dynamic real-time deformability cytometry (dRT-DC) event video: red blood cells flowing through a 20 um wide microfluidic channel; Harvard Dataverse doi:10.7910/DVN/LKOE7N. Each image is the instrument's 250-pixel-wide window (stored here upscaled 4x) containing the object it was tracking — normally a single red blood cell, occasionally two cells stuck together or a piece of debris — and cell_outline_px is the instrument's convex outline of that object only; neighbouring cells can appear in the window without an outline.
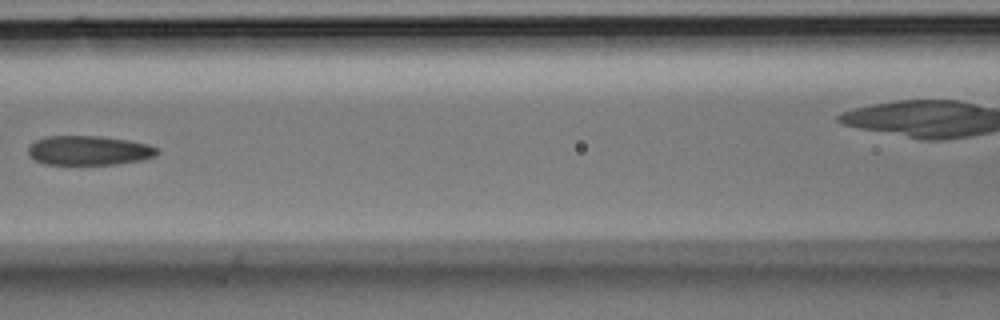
{"species": "Egyptian fruit bat (a non-hibernating species)", "species_latin": "Rousettus aegyptiacus", "temperature_condition": "room temperature", "stored_images_in_passage": 6, "camera_frame_rate_fps": 3000, "um_per_image_px": 0.085, "animal": {"sex": "male"}, "frame": {"image": 1, "passage_image": 5, "time_ms": 1.333, "image_size_px": [1000, 320], "cell_outline_px": [[160, 152], [156, 156], [144, 160], [116, 164], [44, 164], [28, 156], [28, 148], [36, 140], [44, 136], [100, 136], [128, 140], [148, 144], [156, 148]], "centroid_in_image_um": [7.57, 12.79], "position_along_channel_um": 159.0, "area_um2": 22.2}}